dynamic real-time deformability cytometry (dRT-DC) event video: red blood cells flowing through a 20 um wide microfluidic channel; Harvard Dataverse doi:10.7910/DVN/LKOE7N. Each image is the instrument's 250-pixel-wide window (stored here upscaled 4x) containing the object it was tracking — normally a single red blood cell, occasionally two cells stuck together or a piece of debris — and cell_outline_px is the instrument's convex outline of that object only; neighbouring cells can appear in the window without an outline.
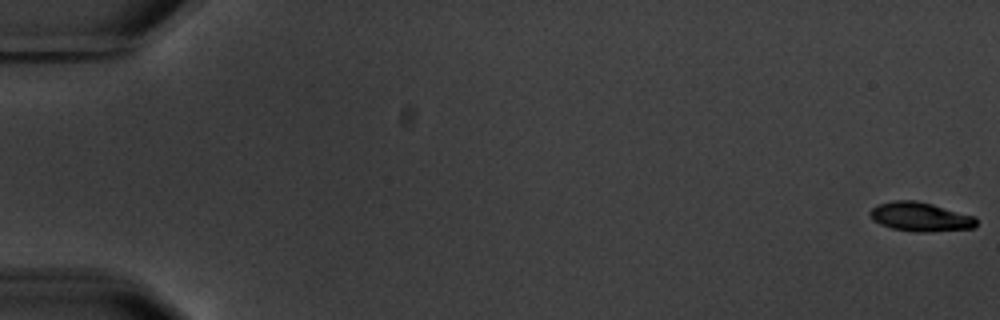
{"species": "common noctule bat (a hibernating species)", "species_latin": "Nyctalus noctula", "temperature_condition": "warm", "stored_images_in_passage": 3, "camera_frame_rate_fps": 3000, "um_per_image_px": 0.085, "animal": {"sex": "male", "body_mass_g": 20.1, "forearm_length_mm": 53.5}, "frame": {"image": 1, "passage_image": 1, "time_ms": 0.0, "image_size_px": [1000, 320], "cell_outline_px": [[976, 224], [972, 228], [924, 232], [920, 232], [892, 228], [880, 224], [872, 220], [868, 212], [872, 208], [880, 204], [892, 200], [916, 200], [932, 204], [976, 216]], "centroid_in_image_um": [78.21, 18.42], "position_along_channel_um": 6.8, "area_um2": 17.92}}